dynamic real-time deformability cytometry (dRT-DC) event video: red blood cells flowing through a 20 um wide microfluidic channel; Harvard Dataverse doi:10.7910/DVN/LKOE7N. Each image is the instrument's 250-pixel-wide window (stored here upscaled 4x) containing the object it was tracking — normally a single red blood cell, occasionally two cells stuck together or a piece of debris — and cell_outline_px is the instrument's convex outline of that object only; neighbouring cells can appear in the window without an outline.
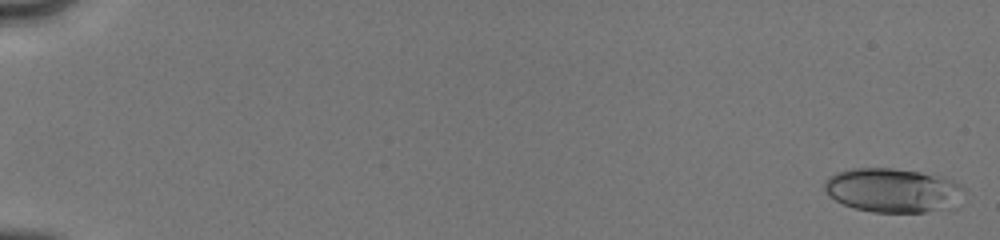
{"species": "human", "species_latin": "Homo sapiens", "temperature_condition": "cold", "stored_images_in_passage": 48, "camera_frame_rate_fps": 3000, "um_per_image_px": 0.085, "donor": {"sex": "male"}, "frame": {"image": 1, "passage_image": 1, "time_ms": 0.0, "image_size_px": [1000, 240], "cell_outline_px": [[964, 188], [956, 208], [924, 212], [872, 212], [856, 208], [844, 204], [828, 196], [824, 188], [824, 180], [828, 176], [836, 172], [852, 168], [892, 168], [920, 172], [944, 176], [960, 184]], "centroid_in_image_um": [75.9, 16.17], "position_along_channel_um": 9.1, "area_um2": 36.3}}
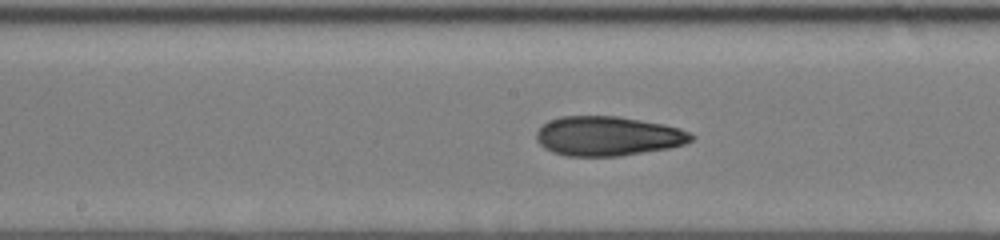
{"frame": {"image": 2, "passage_image": 24, "time_ms": 9.333, "image_size_px": [1000, 240], "cell_outline_px": [[696, 136], [692, 140], [684, 144], [668, 148], [620, 156], [564, 156], [552, 152], [544, 148], [536, 140], [536, 132], [548, 120], [560, 116], [616, 116], [664, 124], [680, 128], [692, 132]], "centroid_in_image_um": [51.67, 11.57], "position_along_channel_um": 196.5, "area_um2": 35.84}}
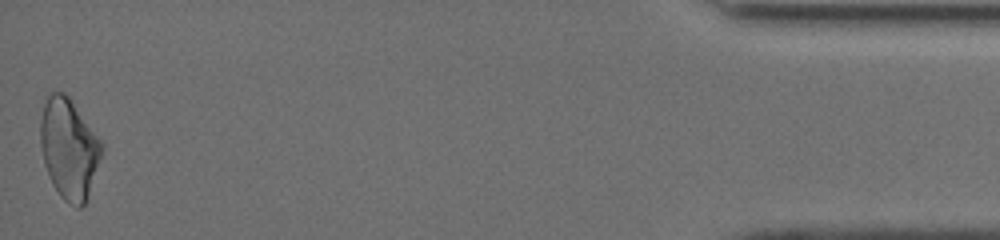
{"frame": {"image": 3, "passage_image": 48, "time_ms": 17.0, "image_size_px": [1000, 240], "cell_outline_px": [[104, 148], [88, 196], [84, 204], [80, 208], [76, 208], [68, 204], [60, 196], [52, 184], [44, 164], [40, 144], [40, 120], [44, 96], [48, 92], [64, 92], [68, 96], [104, 144]], "centroid_in_image_um": [5.84, 12.62], "position_along_channel_um": 429.4, "area_um2": 36.18}, "authors_computed_cell_mechanics": {"area_um2": 34.3332, "velocity_mm_per_s": 4.0492, "shape_relaxation_time_tau1_ms": 5.3931, "shape_relaxation_time_tau2_ms": 2.5552, "deformation_change_tau1": 0.1458, "deformation_change_tau2": 0.0961}}